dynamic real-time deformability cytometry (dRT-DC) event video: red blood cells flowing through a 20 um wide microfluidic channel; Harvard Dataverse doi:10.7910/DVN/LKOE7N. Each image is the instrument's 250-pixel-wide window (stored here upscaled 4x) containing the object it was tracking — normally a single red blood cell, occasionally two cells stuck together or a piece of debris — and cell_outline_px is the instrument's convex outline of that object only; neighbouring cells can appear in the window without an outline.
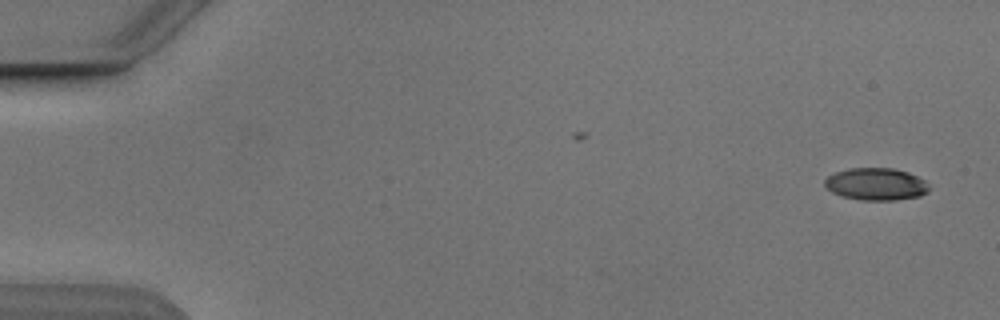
{"species": "Egyptian fruit bat (a non-hibernating species)", "species_latin": "Rousettus aegyptiacus", "temperature_condition": "cold", "stored_images_in_passage": 2, "camera_frame_rate_fps": 3000, "um_per_image_px": 0.085, "animal": {"sex": "male"}, "frame": {"image": 1, "passage_image": 2, "time_ms": 1.333, "image_size_px": [1000, 320], "cell_outline_px": [[928, 192], [920, 196], [896, 200], [860, 200], [844, 196], [832, 192], [824, 184], [824, 180], [828, 176], [836, 172], [852, 168], [892, 168], [908, 172], [924, 180], [928, 188]], "centroid_in_image_um": [74.46, 15.65], "position_along_channel_um": 10.5, "area_um2": 19.42}}